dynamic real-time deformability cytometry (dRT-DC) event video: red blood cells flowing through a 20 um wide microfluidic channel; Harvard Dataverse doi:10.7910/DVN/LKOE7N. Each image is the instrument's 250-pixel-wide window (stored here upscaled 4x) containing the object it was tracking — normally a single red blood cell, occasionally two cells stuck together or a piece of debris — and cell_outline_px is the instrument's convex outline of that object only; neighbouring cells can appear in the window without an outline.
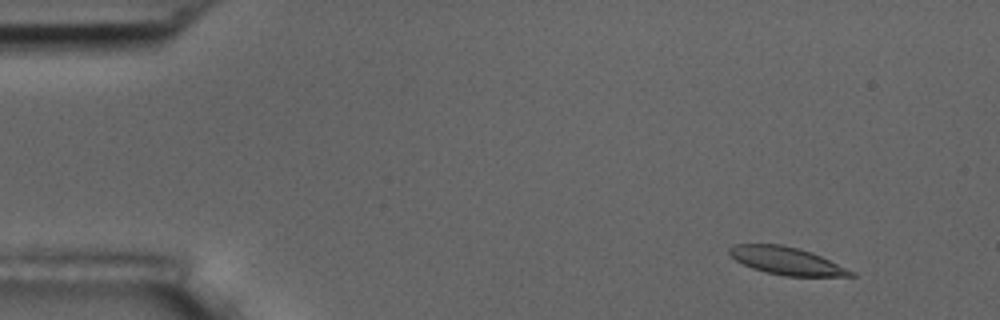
{"species": "common noctule bat (a hibernating species)", "species_latin": "Nyctalus noctula", "temperature_condition": "room temperature", "stored_images_in_passage": 5, "camera_frame_rate_fps": 3000, "um_per_image_px": 0.085, "animal": {"sex": "male", "body_mass_g": 17.5, "forearm_length_mm": 52.3}, "frame": {"image": 1, "passage_image": 2, "time_ms": 1.333, "image_size_px": [1000, 320], "cell_outline_px": [[856, 276], [784, 276], [764, 272], [752, 268], [736, 260], [728, 252], [728, 248], [732, 244], [780, 244], [796, 248], [820, 256], [856, 272]], "centroid_in_image_um": [66.83, 22.18], "position_along_channel_um": 18.2, "area_um2": 19.36}}
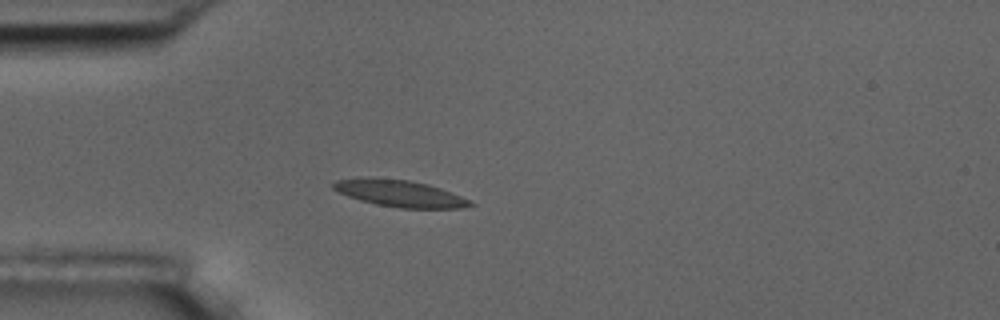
{"frame": {"image": 2, "passage_image": 5, "time_ms": 4.667, "image_size_px": [1000, 320], "cell_outline_px": [[476, 204], [464, 208], [400, 208], [376, 204], [360, 200], [348, 196], [332, 188], [332, 184], [336, 180], [372, 176], [408, 180], [428, 184], [440, 188], [472, 200]], "centroid_in_image_um": [34.0, 16.43], "position_along_channel_um": 51.0, "area_um2": 21.5}}